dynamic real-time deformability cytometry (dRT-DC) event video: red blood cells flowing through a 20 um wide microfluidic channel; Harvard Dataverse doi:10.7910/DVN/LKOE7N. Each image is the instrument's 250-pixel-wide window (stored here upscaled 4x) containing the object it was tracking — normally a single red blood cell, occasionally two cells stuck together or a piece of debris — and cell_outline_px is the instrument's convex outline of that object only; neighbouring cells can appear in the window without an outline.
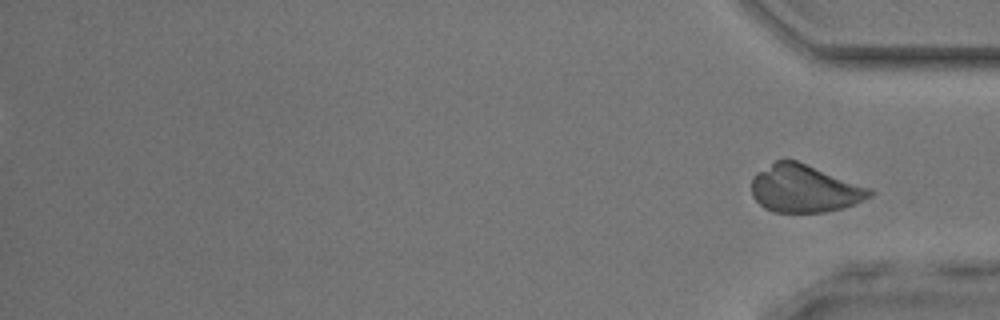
{"species": "common noctule bat (a hibernating species)", "species_latin": "Nyctalus noctula", "temperature_condition": "room temperature", "stored_images_in_passage": 37, "segment_of_instrument_passage": [2, 2], "camera_frame_rate_fps": 3000, "um_per_image_px": 0.085, "animal": {"sex": "male", "body_mass_g": 17.9, "forearm_length_mm": 54.2}, "frame": {"image": 1, "passage_image": 37, "time_ms": 12.0, "image_size_px": [1000, 320], "cell_outline_px": [[876, 192], [872, 196], [856, 204], [824, 212], [772, 212], [764, 208], [752, 196], [752, 180], [756, 172], [776, 160], [784, 156], [796, 160], [872, 188]], "centroid_in_image_um": [68.38, 16.01], "position_along_channel_um": 366.8, "area_um2": 33.18}}